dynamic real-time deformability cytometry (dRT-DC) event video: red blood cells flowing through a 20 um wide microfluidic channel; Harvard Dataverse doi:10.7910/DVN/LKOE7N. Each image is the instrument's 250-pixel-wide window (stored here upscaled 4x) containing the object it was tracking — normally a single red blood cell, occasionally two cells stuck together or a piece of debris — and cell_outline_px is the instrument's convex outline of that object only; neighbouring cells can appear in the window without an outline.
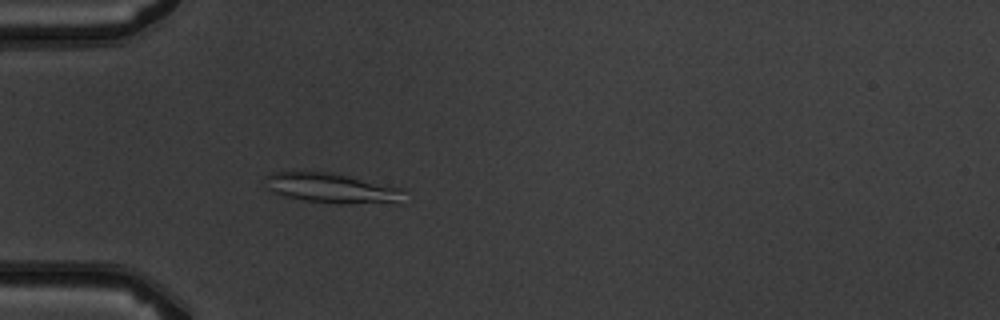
{"species": "common noctule bat (a hibernating species)", "species_latin": "Nyctalus noctula", "temperature_condition": "warm", "stored_images_in_passage": 4, "camera_frame_rate_fps": 3000, "um_per_image_px": 0.085, "animal": {"sex": "male", "body_mass_g": 19.5, "forearm_length_mm": 54.6}, "frame": {"image": 1, "passage_image": 4, "time_ms": 4.333, "image_size_px": [1000, 320], "cell_outline_px": [[408, 204], [340, 204], [304, 200], [280, 196], [268, 188], [264, 176], [272, 172], [328, 172], [348, 176], [404, 188]], "centroid_in_image_um": [28.36, 16.04], "position_along_channel_um": 56.6, "area_um2": 24.91}}